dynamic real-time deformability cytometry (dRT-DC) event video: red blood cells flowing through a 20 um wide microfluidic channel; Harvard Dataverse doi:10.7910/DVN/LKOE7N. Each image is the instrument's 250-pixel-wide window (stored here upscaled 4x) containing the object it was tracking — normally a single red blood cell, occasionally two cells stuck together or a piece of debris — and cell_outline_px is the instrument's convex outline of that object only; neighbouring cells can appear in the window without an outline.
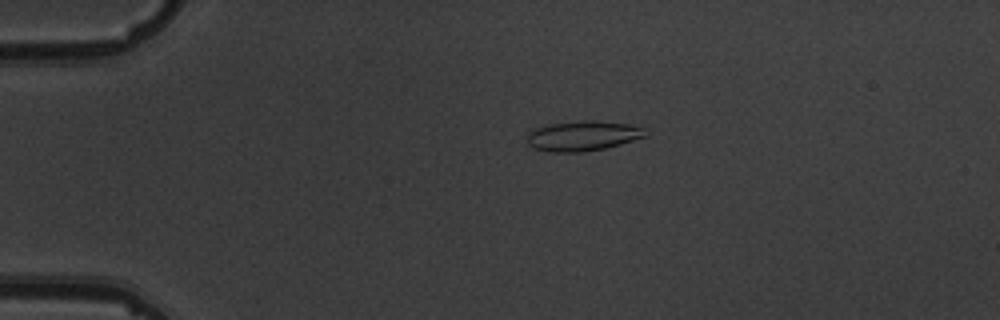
{"species": "common noctule bat (a hibernating species)", "species_latin": "Nyctalus noctula", "temperature_condition": "warm", "stored_images_in_passage": 4, "camera_frame_rate_fps": 3000, "um_per_image_px": 0.085, "animal": {"sex": "male", "body_mass_g": 19.5, "forearm_length_mm": 54.6}, "frame": {"image": 1, "passage_image": 2, "time_ms": 1.333, "image_size_px": [1000, 320], "cell_outline_px": [[644, 136], [632, 140], [604, 148], [584, 152], [548, 152], [532, 148], [528, 144], [528, 132], [536, 128], [548, 124], [580, 120], [596, 120], [628, 124], [644, 128]], "centroid_in_image_um": [49.46, 11.54], "position_along_channel_um": 35.5, "area_um2": 20.58}}